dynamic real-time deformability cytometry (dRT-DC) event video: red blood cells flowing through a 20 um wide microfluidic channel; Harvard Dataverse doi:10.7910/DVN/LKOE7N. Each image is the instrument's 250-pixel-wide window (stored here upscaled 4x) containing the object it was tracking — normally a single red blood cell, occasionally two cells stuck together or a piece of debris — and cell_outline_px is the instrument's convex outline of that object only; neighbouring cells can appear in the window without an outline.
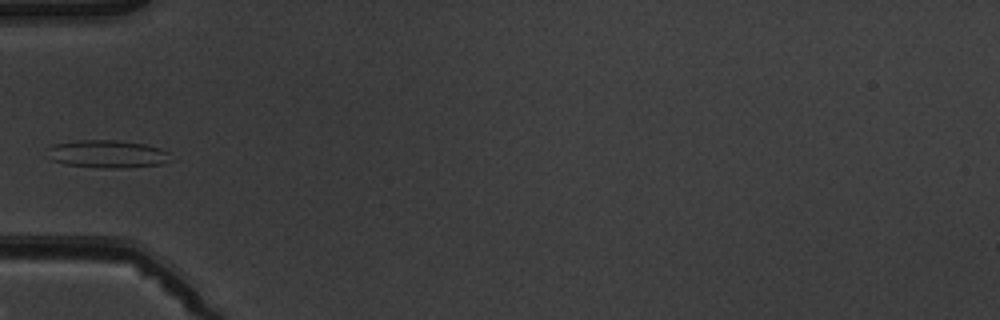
{"species": "common noctule bat (a hibernating species)", "species_latin": "Nyctalus noctula", "temperature_condition": "warm", "stored_images_in_passage": 5, "camera_frame_rate_fps": 3000, "um_per_image_px": 0.085, "animal": {"sex": "male", "body_mass_g": 19.5, "forearm_length_mm": 54.6}, "frame": {"image": 1, "passage_image": 4, "time_ms": 4.333, "image_size_px": [1000, 320], "cell_outline_px": [[176, 160], [160, 164], [116, 168], [104, 168], [64, 164], [52, 160], [48, 148], [52, 144], [80, 140], [116, 140], [144, 144], [160, 148], [168, 152]], "centroid_in_image_um": [9.18, 13.09], "position_along_channel_um": 75.8, "area_um2": 19.88}}